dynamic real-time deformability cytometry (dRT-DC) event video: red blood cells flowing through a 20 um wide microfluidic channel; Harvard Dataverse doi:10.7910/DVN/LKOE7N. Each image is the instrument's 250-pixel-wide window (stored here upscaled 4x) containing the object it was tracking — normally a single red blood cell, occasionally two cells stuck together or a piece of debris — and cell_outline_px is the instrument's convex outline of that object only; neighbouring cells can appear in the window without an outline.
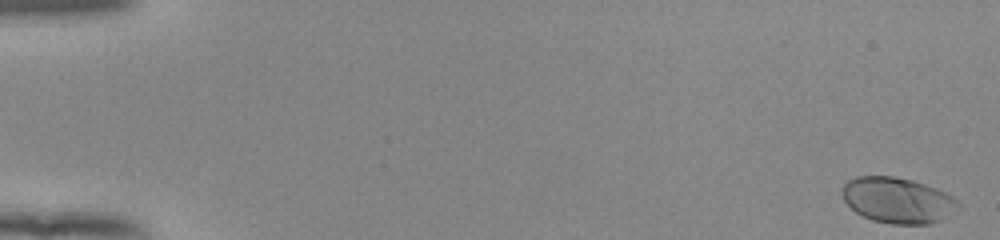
{"species": "human", "species_latin": "Homo sapiens", "temperature_condition": "room temperature", "stored_images_in_passage": 54, "camera_frame_rate_fps": 3000, "um_per_image_px": 0.085, "donor": {"sex": "female"}, "frame": {"image": 1, "passage_image": 1, "time_ms": 0.0, "image_size_px": [1000, 240], "cell_outline_px": [[960, 208], [940, 220], [928, 224], [892, 224], [872, 220], [856, 212], [844, 200], [840, 192], [840, 188], [848, 180], [856, 176], [892, 176], [912, 180], [936, 188], [952, 196], [960, 204]], "centroid_in_image_um": [76.28, 17.01], "position_along_channel_um": 8.7, "area_um2": 30.92}}
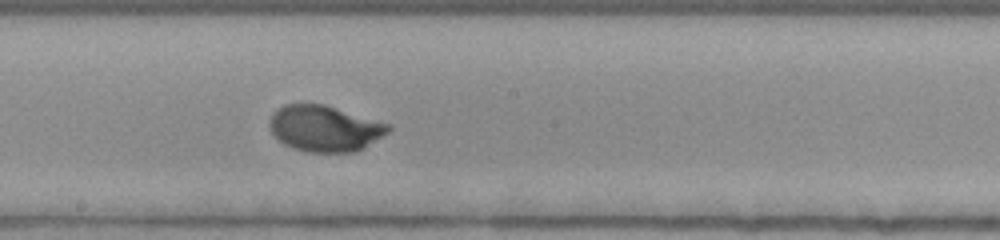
{"frame": {"image": 2, "passage_image": 31, "time_ms": 10.0, "image_size_px": [1000, 240], "cell_outline_px": [[392, 128], [388, 132], [364, 148], [356, 152], [308, 152], [292, 148], [284, 144], [272, 132], [268, 124], [268, 120], [272, 112], [284, 104], [324, 104], [392, 124]], "centroid_in_image_um": [27.6, 10.91], "position_along_channel_um": 220.6, "area_um2": 32.08}}
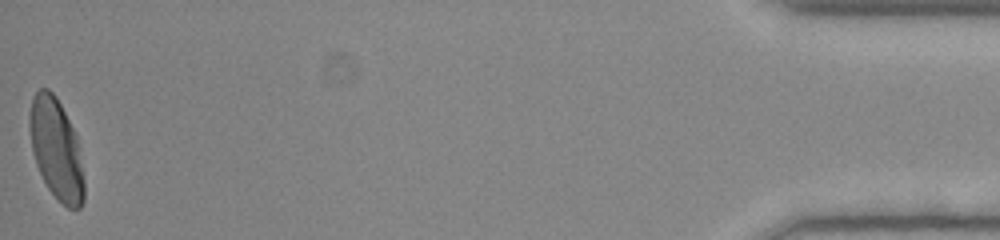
{"frame": {"image": 3, "passage_image": 54, "time_ms": 17.667, "image_size_px": [1000, 240], "cell_outline_px": [[84, 200], [80, 208], [68, 208], [48, 188], [36, 164], [32, 152], [28, 128], [28, 120], [32, 96], [40, 88], [48, 88], [56, 96], [76, 136], [84, 180]], "centroid_in_image_um": [4.75, 12.64], "position_along_channel_um": 430.5, "area_um2": 31.67}, "authors_computed_cell_mechanics": {"area_um2": 30.9808, "velocity_mm_per_s": 3.8827, "shape_relaxation_time_tau1_ms": 2.2383, "shape_relaxation_time_tau2_ms": null, "deformation_change_tau1": 0.1558, "deformation_change_tau2": null}}